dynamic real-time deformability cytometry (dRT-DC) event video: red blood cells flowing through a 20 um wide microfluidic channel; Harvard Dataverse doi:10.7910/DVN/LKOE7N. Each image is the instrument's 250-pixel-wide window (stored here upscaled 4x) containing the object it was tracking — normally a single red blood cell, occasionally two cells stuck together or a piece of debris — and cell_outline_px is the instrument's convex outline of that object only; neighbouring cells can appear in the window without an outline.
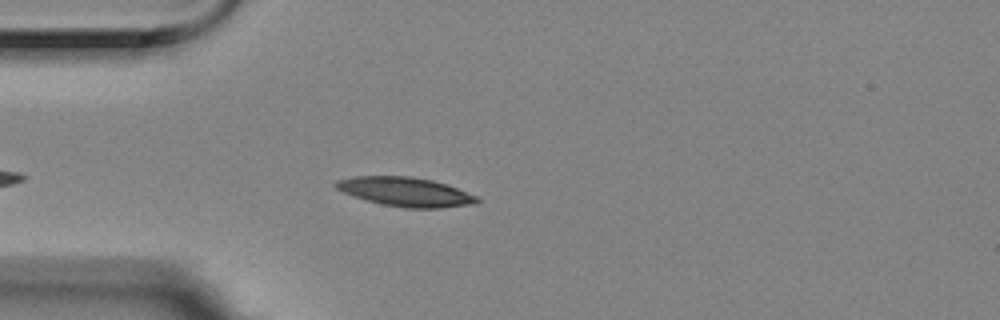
{"species": "Egyptian fruit bat (a non-hibernating species)", "species_latin": "Rousettus aegyptiacus", "temperature_condition": "room temperature", "stored_images_in_passage": 3, "camera_frame_rate_fps": 3000, "um_per_image_px": 0.085, "animal": {"sex": "female"}, "frame": {"image": 1, "passage_image": 2, "time_ms": 0.333, "image_size_px": [1000, 320], "cell_outline_px": [[480, 200], [472, 204], [440, 208], [404, 208], [384, 204], [368, 200], [344, 192], [336, 188], [332, 184], [336, 180], [356, 176], [412, 176], [432, 180], [448, 184], [476, 196]], "centroid_in_image_um": [34.47, 16.29], "position_along_channel_um": 50.5, "area_um2": 23.76}}